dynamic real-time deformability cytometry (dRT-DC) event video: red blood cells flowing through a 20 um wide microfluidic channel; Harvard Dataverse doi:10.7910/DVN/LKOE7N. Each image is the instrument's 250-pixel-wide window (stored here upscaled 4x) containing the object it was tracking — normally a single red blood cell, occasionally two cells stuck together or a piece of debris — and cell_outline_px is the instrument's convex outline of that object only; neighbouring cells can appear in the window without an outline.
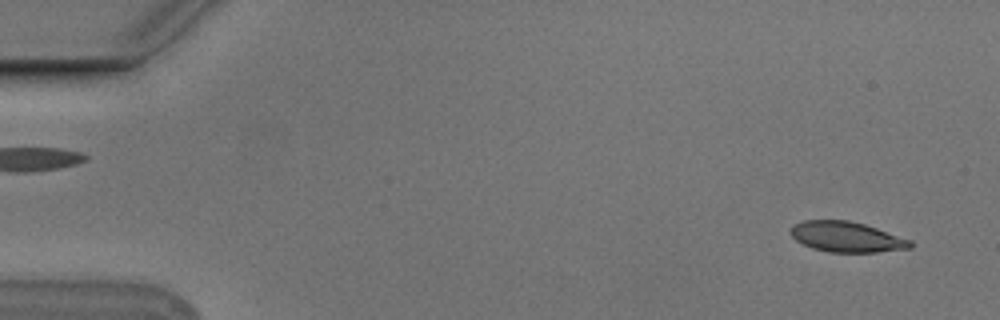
{"species": "Egyptian fruit bat (a non-hibernating species)", "species_latin": "Rousettus aegyptiacus", "temperature_condition": "cold", "stored_images_in_passage": 54, "camera_frame_rate_fps": 3000, "um_per_image_px": 0.085, "animal": {"sex": "male"}, "frame": {"image": 1, "passage_image": 3, "time_ms": 0.667, "image_size_px": [1000, 320], "cell_outline_px": [[912, 248], [876, 252], [828, 252], [812, 248], [796, 240], [792, 236], [792, 228], [796, 224], [804, 220], [848, 220], [864, 224], [912, 240]], "centroid_in_image_um": [71.99, 20.14], "position_along_channel_um": 13.0, "area_um2": 20.98}}
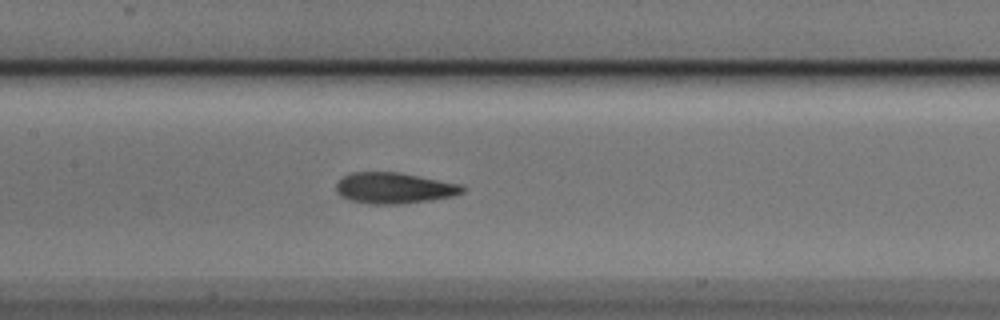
{"frame": {"image": 2, "passage_image": 26, "time_ms": 8.333, "image_size_px": [1000, 320], "cell_outline_px": [[464, 192], [452, 196], [428, 200], [400, 204], [368, 204], [352, 200], [340, 196], [336, 188], [336, 184], [344, 176], [352, 172], [400, 172], [460, 184], [464, 188]], "centroid_in_image_um": [33.49, 15.98], "position_along_channel_um": 173.9, "area_um2": 22.6}}
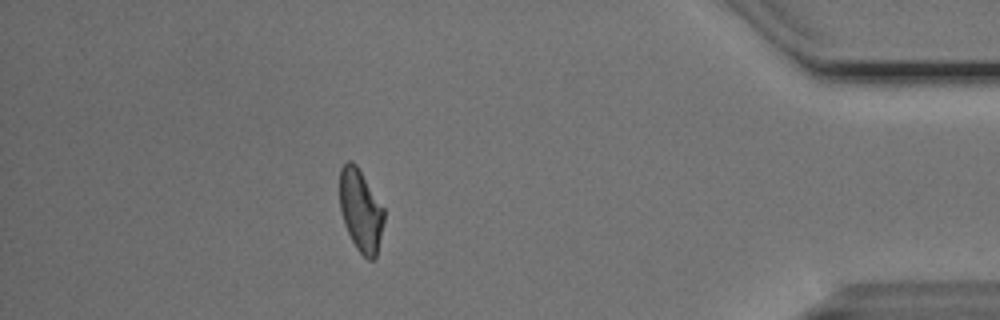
{"frame": {"image": 3, "passage_image": 48, "time_ms": 15.667, "image_size_px": [1000, 320], "cell_outline_px": [[384, 220], [376, 260], [368, 260], [356, 248], [344, 224], [340, 212], [340, 168], [348, 160], [352, 160], [356, 164], [384, 208]], "centroid_in_image_um": [30.66, 17.9], "position_along_channel_um": 404.5, "area_um2": 21.27}, "authors_computed_cell_mechanics": {"area_um2": 22.0218, "velocity_mm_per_s": 3.7575, "shape_relaxation_time_tau1_ms": 3.7095, "shape_relaxation_time_tau2_ms": 2.5361, "deformation_change_tau1": 0.1277, "deformation_change_tau2": 0.0917}}